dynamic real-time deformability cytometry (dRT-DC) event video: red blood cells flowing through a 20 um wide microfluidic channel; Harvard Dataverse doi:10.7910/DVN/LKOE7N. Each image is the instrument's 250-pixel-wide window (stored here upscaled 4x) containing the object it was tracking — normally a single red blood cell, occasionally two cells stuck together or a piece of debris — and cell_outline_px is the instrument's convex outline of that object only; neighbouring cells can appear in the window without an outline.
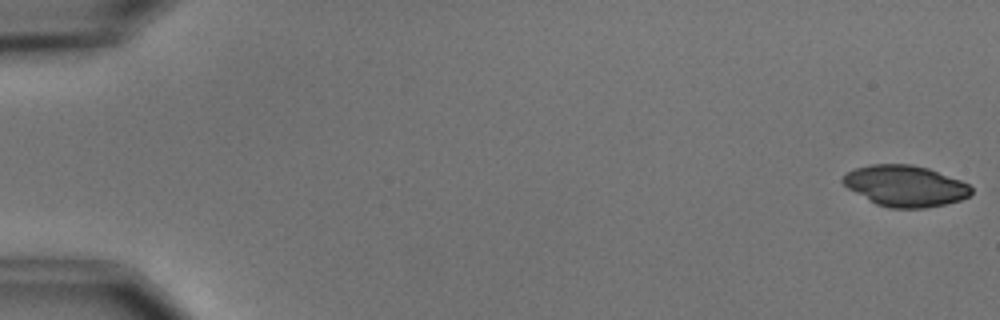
{"species": "common noctule bat (a hibernating species)", "species_latin": "Nyctalus noctula", "temperature_condition": "cold", "stored_images_in_passage": 5, "camera_frame_rate_fps": 3000, "um_per_image_px": 0.085, "animal": {"sex": "male", "body_mass_g": 15.6}, "frame": {"image": 1, "passage_image": 1, "time_ms": 0.0, "image_size_px": [1000, 320], "cell_outline_px": [[976, 188], [968, 196], [960, 200], [944, 204], [924, 208], [888, 208], [876, 204], [848, 188], [840, 180], [848, 172], [856, 168], [872, 164], [912, 164], [928, 168], [960, 180]], "centroid_in_image_um": [76.97, 15.8], "position_along_channel_um": 8.0, "area_um2": 30.63}}